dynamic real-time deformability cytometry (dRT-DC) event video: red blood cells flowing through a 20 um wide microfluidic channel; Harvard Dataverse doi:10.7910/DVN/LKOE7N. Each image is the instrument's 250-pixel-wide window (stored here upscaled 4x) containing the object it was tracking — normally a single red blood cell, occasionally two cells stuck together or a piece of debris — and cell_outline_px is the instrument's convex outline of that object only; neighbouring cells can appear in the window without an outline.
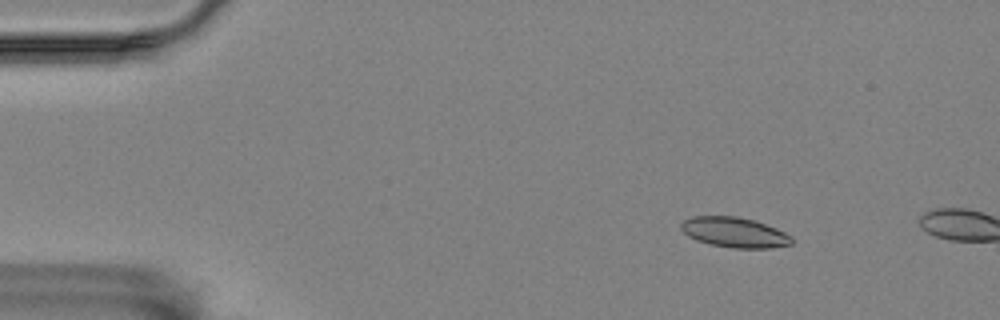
{"species": "Egyptian fruit bat (a non-hibernating species)", "species_latin": "Rousettus aegyptiacus", "temperature_condition": "room temperature", "stored_images_in_passage": 2, "camera_frame_rate_fps": 3000, "um_per_image_px": 0.085, "animal": {"sex": "female"}, "frame": {"image": 1, "passage_image": 1, "time_ms": 0.0, "image_size_px": [1000, 320], "cell_outline_px": [[792, 244], [772, 248], [732, 248], [712, 244], [696, 240], [688, 236], [680, 228], [680, 224], [684, 220], [692, 216], [736, 216], [756, 220], [776, 228], [792, 236]], "centroid_in_image_um": [62.44, 19.74], "position_along_channel_um": 22.6, "area_um2": 19.54}}